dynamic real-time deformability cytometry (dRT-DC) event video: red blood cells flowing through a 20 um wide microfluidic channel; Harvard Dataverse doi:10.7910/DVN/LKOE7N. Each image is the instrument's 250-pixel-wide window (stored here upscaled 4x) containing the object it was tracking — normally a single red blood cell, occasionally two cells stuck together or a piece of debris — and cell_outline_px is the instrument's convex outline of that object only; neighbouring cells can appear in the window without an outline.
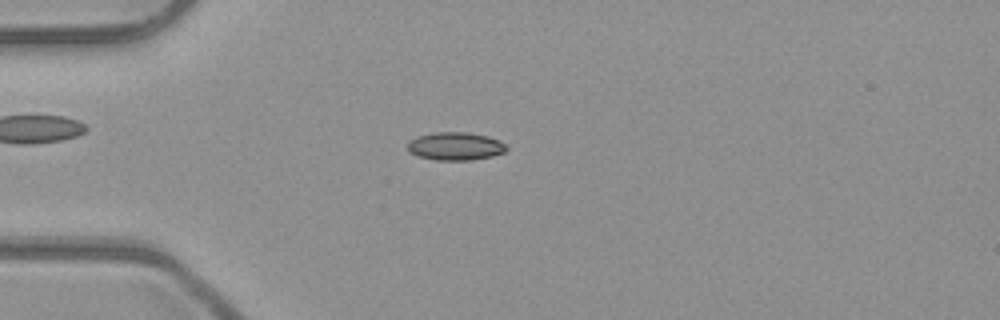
{"species": "common noctule bat (a hibernating species)", "species_latin": "Nyctalus noctula", "temperature_condition": "room temperature", "stored_images_in_passage": 43, "camera_frame_rate_fps": 3000, "um_per_image_px": 0.085, "animal": {"sex": "male", "body_mass_g": 23.1, "forearm_length_mm": 52.7}, "frame": {"image": 1, "passage_image": 5, "time_ms": 1.333, "image_size_px": [1000, 320], "cell_outline_px": [[508, 148], [504, 152], [492, 156], [472, 160], [436, 160], [420, 156], [408, 152], [408, 140], [416, 136], [436, 132], [468, 132], [488, 136], [500, 140]], "centroid_in_image_um": [38.7, 12.42], "position_along_channel_um": 46.3, "area_um2": 16.24}}
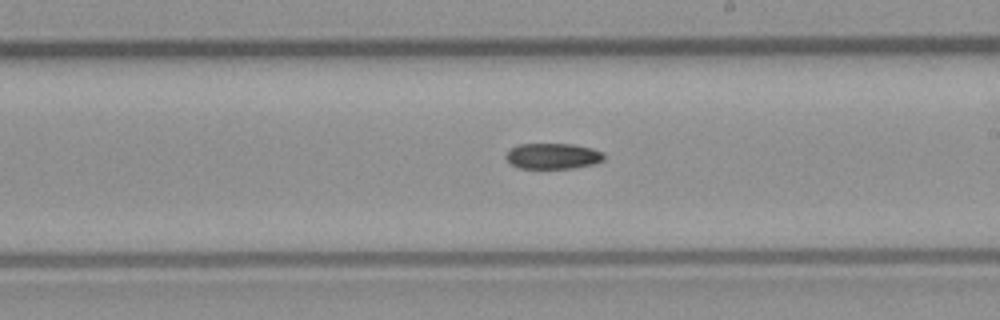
{"frame": {"image": 2, "passage_image": 21, "time_ms": 6.667, "image_size_px": [1000, 320], "cell_outline_px": [[604, 160], [592, 164], [572, 168], [520, 168], [512, 164], [504, 156], [512, 148], [520, 144], [572, 144], [592, 148], [604, 152]], "centroid_in_image_um": [47.02, 13.26], "position_along_channel_um": 242.0, "area_um2": 14.57}}
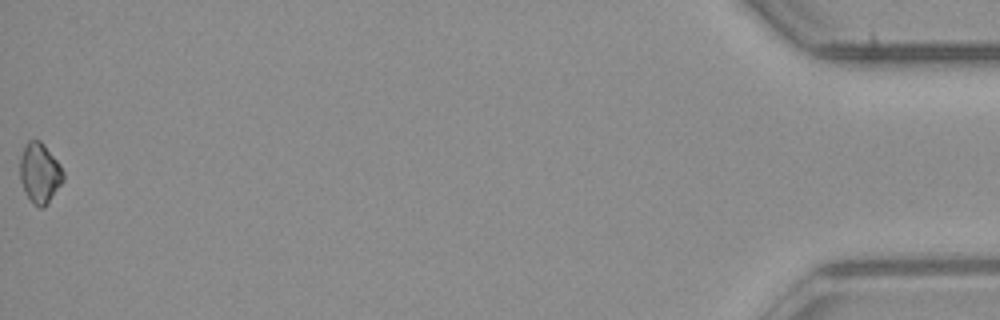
{"frame": {"image": 3, "passage_image": 43, "time_ms": 14.0, "image_size_px": [1000, 320], "cell_outline_px": [[64, 180], [44, 208], [40, 208], [32, 204], [24, 192], [20, 180], [20, 156], [28, 140], [40, 140], [44, 144], [60, 164], [64, 172]], "centroid_in_image_um": [3.37, 14.73], "position_along_channel_um": 431.8, "area_um2": 15.32}, "authors_computed_cell_mechanics": {"area_um2": 15.1436, "velocity_mm_per_s": 4.0086, "shape_relaxation_time_tau1_ms": 10.2503, "shape_relaxation_time_tau2_ms": null, "deformation_change_tau1": 0.1154, "deformation_change_tau2": null}}